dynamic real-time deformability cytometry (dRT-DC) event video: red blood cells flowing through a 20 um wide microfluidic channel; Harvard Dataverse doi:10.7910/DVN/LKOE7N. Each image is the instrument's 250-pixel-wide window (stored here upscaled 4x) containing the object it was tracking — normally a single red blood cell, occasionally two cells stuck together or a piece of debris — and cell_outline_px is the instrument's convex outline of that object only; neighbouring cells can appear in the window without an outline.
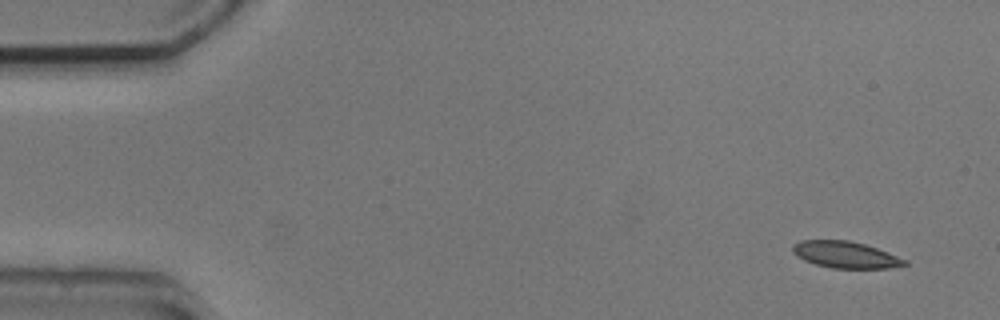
{"species": "common noctule bat (a hibernating species)", "species_latin": "Nyctalus noctula", "temperature_condition": "cold", "stored_images_in_passage": 53, "camera_frame_rate_fps": 3000, "um_per_image_px": 0.085, "animal": {"sex": "male", "body_mass_g": 20.5, "forearm_length_mm": 52.5}, "frame": {"image": 1, "passage_image": 3, "time_ms": 0.667, "image_size_px": [1000, 320], "cell_outline_px": [[908, 264], [888, 268], [832, 268], [816, 264], [804, 260], [796, 256], [792, 252], [792, 244], [800, 240], [848, 240], [864, 244], [888, 252], [908, 260]], "centroid_in_image_um": [71.85, 21.64], "position_along_channel_um": 13.2, "area_um2": 17.4}}
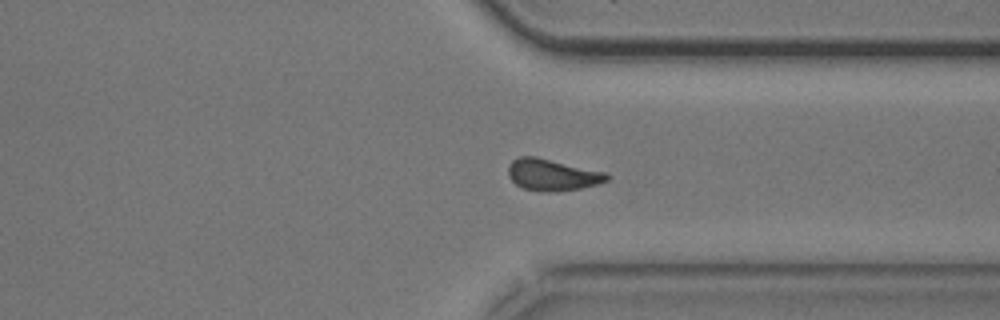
{"frame": {"image": 2, "passage_image": 40, "time_ms": 13.0, "image_size_px": [1000, 320], "cell_outline_px": [[608, 180], [600, 184], [580, 188], [556, 192], [548, 192], [524, 188], [516, 184], [508, 176], [508, 164], [512, 160], [520, 156], [536, 156], [608, 172]], "centroid_in_image_um": [46.96, 14.85], "position_along_channel_um": 364.4, "area_um2": 18.38}}
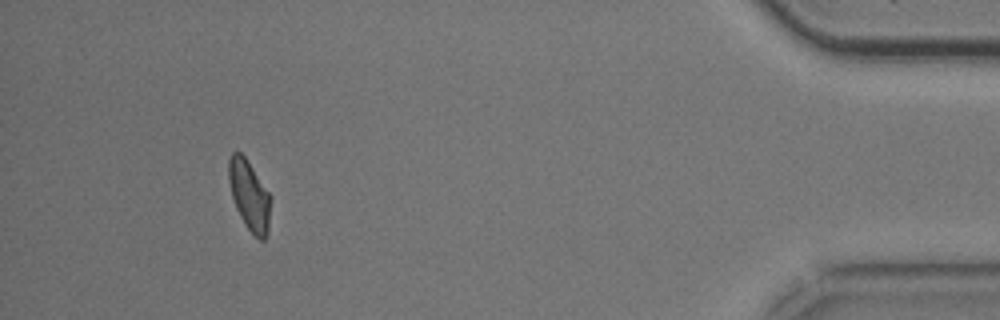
{"frame": {"image": 3, "passage_image": 49, "time_ms": 16.0, "image_size_px": [1000, 320], "cell_outline_px": [[268, 232], [264, 240], [260, 240], [244, 224], [236, 208], [232, 196], [228, 180], [228, 160], [232, 152], [240, 152], [244, 156], [268, 192]], "centroid_in_image_um": [21.13, 16.58], "position_along_channel_um": 414.1, "area_um2": 16.42}, "authors_computed_cell_mechanics": {"area_um2": 17.6868, "velocity_mm_per_s": 3.7808, "shape_relaxation_time_tau1_ms": null, "shape_relaxation_time_tau2_ms": 4.6937, "deformation_change_tau1": null, "deformation_change_tau2": 0.1093}}